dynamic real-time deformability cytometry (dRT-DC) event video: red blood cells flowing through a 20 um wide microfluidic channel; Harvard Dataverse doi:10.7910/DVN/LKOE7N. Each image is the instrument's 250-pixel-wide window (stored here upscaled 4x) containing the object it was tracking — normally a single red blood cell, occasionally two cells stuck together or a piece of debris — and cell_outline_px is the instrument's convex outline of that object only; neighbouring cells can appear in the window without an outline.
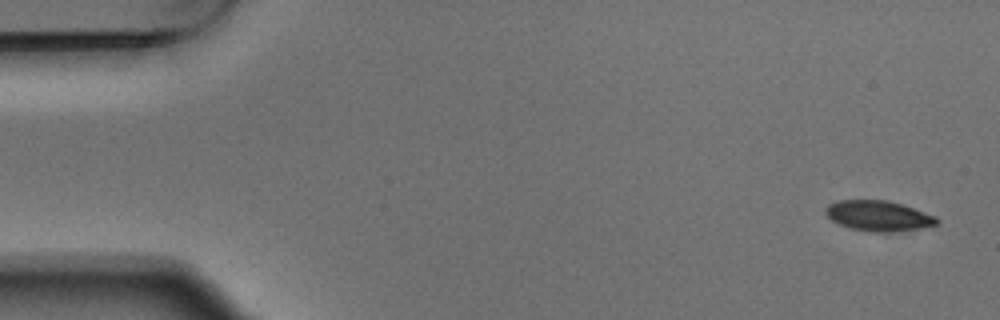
{"species": "Egyptian fruit bat (a non-hibernating species)", "species_latin": "Rousettus aegyptiacus", "temperature_condition": "warm", "stored_images_in_passage": 7, "camera_frame_rate_fps": 3000, "um_per_image_px": 0.085, "animal": {"sex": "male"}, "frame": {"image": 1, "passage_image": 1, "time_ms": 0.0, "image_size_px": [1000, 320], "cell_outline_px": [[940, 220], [936, 224], [920, 228], [900, 232], [868, 232], [848, 228], [836, 224], [824, 212], [824, 208], [828, 204], [836, 200], [888, 200], [936, 216]], "centroid_in_image_um": [74.61, 18.36], "position_along_channel_um": 10.4, "area_um2": 19.94}}
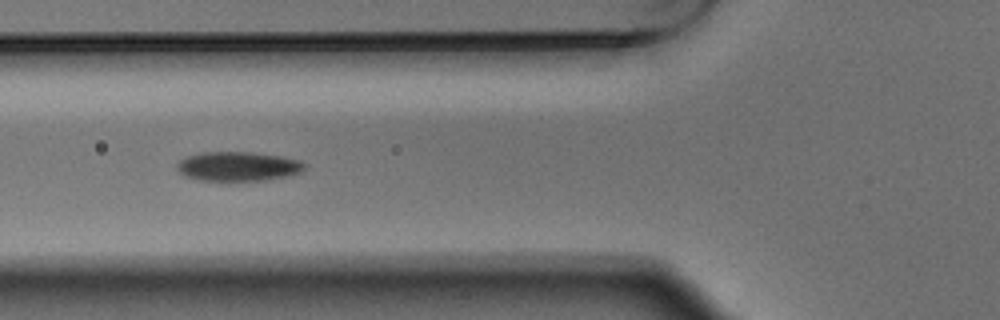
{"frame": {"image": 2, "passage_image": 6, "time_ms": 1.667, "image_size_px": [1000, 320], "cell_outline_px": [[308, 164], [300, 172], [284, 176], [264, 180], [200, 180], [184, 176], [176, 168], [176, 164], [180, 160], [188, 156], [204, 152], [252, 152], [280, 156], [300, 160]], "centroid_in_image_um": [20.22, 14.13], "position_along_channel_um": 105.6, "area_um2": 21.62}}
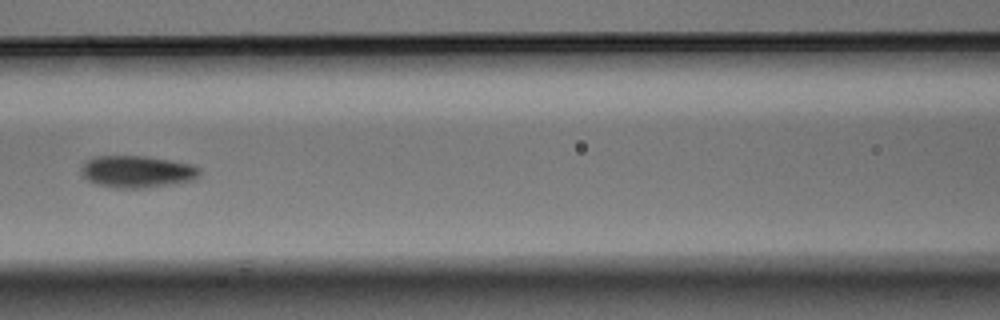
{"frame": {"image": 3, "passage_image": 7, "time_ms": 2.0, "image_size_px": [1000, 320], "cell_outline_px": [[200, 176], [196, 180], [172, 184], [144, 188], [116, 188], [96, 184], [88, 180], [80, 172], [80, 168], [84, 160], [96, 156], [144, 156], [172, 160], [192, 164], [200, 168]], "centroid_in_image_um": [11.66, 14.58], "position_along_channel_um": 154.9, "area_um2": 22.43}}